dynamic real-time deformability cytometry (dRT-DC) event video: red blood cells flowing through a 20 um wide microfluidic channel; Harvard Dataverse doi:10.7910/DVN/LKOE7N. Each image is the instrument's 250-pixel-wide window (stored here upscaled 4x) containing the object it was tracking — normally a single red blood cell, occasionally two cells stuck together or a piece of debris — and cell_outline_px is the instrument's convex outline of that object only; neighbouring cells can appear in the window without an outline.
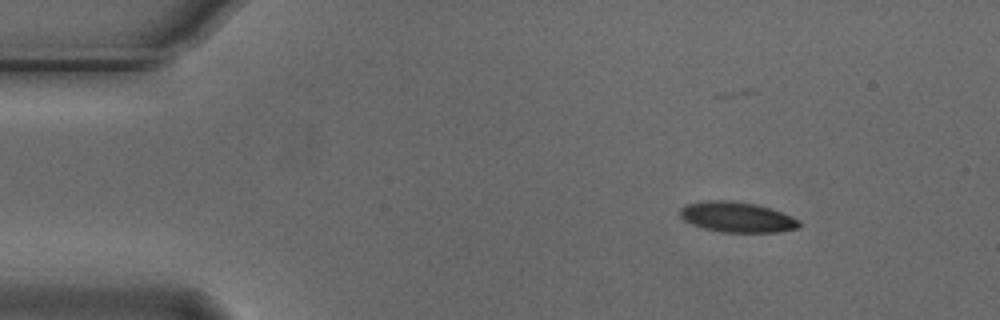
{"species": "Egyptian fruit bat (a non-hibernating species)", "species_latin": "Rousettus aegyptiacus", "temperature_condition": "cold", "stored_images_in_passage": 49, "camera_frame_rate_fps": 3000, "um_per_image_px": 0.085, "animal": {"sex": "male"}, "frame": {"image": 1, "passage_image": 1, "time_ms": 0.0, "image_size_px": [1000, 320], "cell_outline_px": [[800, 228], [776, 232], [720, 232], [704, 228], [692, 224], [684, 220], [680, 216], [680, 208], [684, 204], [708, 200], [732, 200], [756, 204], [792, 216], [800, 220]], "centroid_in_image_um": [62.63, 18.45], "position_along_channel_um": 22.4, "area_um2": 21.15}}
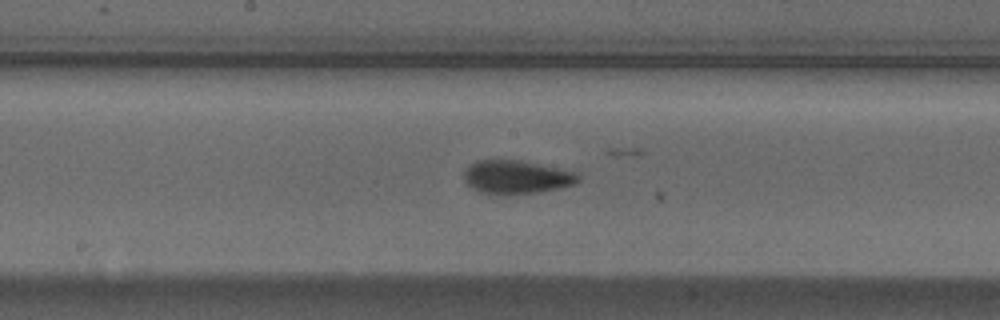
{"frame": {"image": 2, "passage_image": 22, "time_ms": 7.0, "image_size_px": [1000, 320], "cell_outline_px": [[580, 180], [576, 184], [560, 188], [536, 192], [480, 192], [472, 188], [464, 180], [464, 168], [468, 164], [476, 160], [496, 156], [520, 160], [580, 172]], "centroid_in_image_um": [43.89, 14.96], "position_along_channel_um": 204.3, "area_um2": 22.66}}
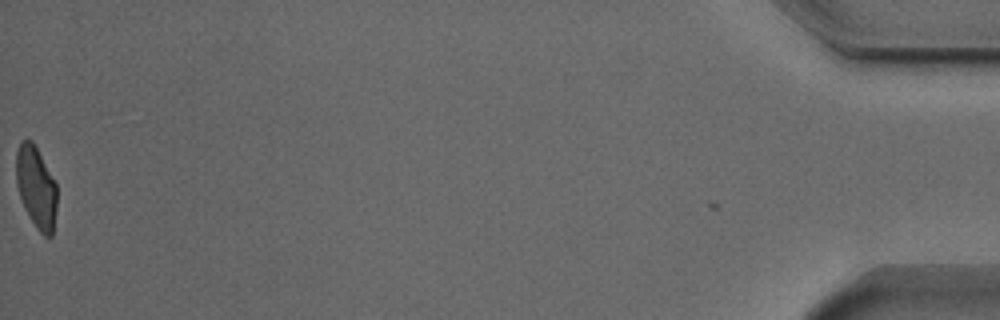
{"frame": {"image": 3, "passage_image": 49, "time_ms": 16.0, "image_size_px": [1000, 320], "cell_outline_px": [[56, 208], [52, 236], [44, 236], [36, 228], [24, 208], [16, 184], [16, 152], [20, 140], [32, 140], [56, 184]], "centroid_in_image_um": [3.05, 15.92], "position_along_channel_um": 432.1, "area_um2": 19.25}, "authors_computed_cell_mechanics": {"area_um2": 21.6172, "velocity_mm_per_s": 3.7052, "shape_relaxation_time_tau1_ms": 3.6409, "shape_relaxation_time_tau2_ms": 2.0049, "deformation_change_tau1": 0.1469, "deformation_change_tau2": 0.0667}}